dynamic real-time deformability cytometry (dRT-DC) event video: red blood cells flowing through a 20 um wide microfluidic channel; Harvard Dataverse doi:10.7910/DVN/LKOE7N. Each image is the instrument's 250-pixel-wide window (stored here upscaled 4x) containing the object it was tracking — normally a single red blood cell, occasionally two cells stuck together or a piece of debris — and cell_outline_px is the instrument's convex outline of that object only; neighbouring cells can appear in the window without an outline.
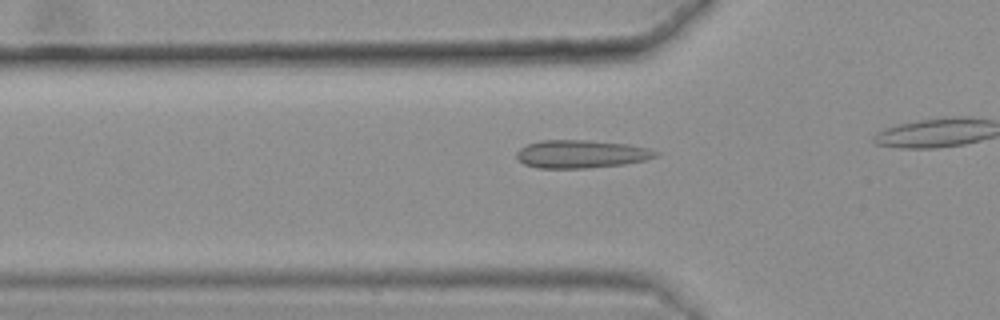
{"species": "common noctule bat (a hibernating species)", "species_latin": "Nyctalus noctula", "temperature_condition": "warm", "stored_images_in_passage": 10, "camera_frame_rate_fps": 3000, "um_per_image_px": 0.085, "animal": {"sex": "female", "body_mass_g": 25.1}, "frame": {"image": 1, "passage_image": 4, "time_ms": 1.0, "image_size_px": [1000, 320], "cell_outline_px": [[660, 152], [656, 156], [644, 160], [624, 164], [584, 168], [540, 168], [524, 164], [516, 156], [516, 152], [520, 148], [528, 144], [540, 140], [588, 140], [628, 144], [648, 148]], "centroid_in_image_um": [49.39, 13.08], "position_along_channel_um": 76.4, "area_um2": 22.6}}
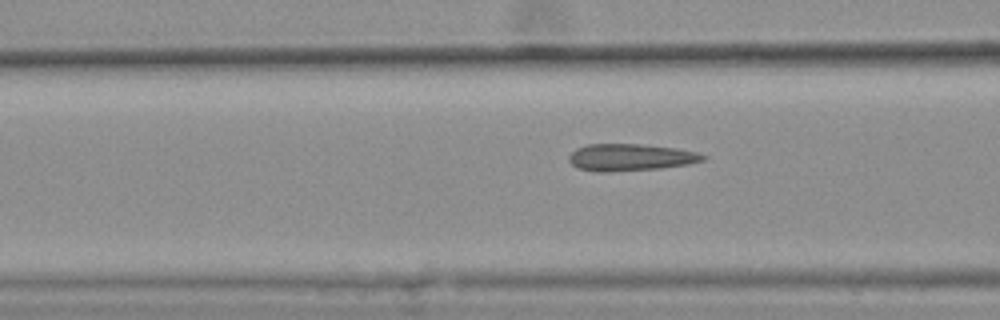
{"frame": {"image": 2, "passage_image": 7, "time_ms": 2.0, "image_size_px": [1000, 320], "cell_outline_px": [[708, 156], [704, 160], [688, 164], [660, 168], [612, 172], [596, 172], [576, 168], [568, 160], [568, 156], [576, 148], [588, 144], [640, 144], [676, 148], [696, 152]], "centroid_in_image_um": [53.55, 13.38], "position_along_channel_um": 113.0, "area_um2": 21.21}}